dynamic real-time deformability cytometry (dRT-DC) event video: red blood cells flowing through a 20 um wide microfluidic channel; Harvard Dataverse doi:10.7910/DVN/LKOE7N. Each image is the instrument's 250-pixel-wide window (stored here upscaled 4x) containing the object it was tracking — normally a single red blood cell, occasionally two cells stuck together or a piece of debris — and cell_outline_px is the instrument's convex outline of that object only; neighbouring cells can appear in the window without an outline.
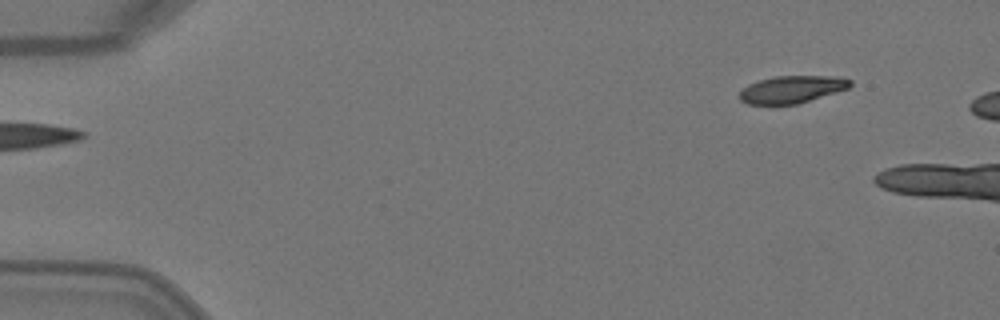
{"species": "Egyptian fruit bat (a non-hibernating species)", "species_latin": "Rousettus aegyptiacus", "temperature_condition": "warm", "stored_images_in_passage": 2, "camera_frame_rate_fps": 3000, "um_per_image_px": 0.085, "animal": {"sex": "female"}, "frame": {"image": 1, "passage_image": 2, "time_ms": 0.333, "image_size_px": [1000, 320], "cell_outline_px": [[852, 84], [848, 88], [796, 104], [748, 104], [740, 100], [740, 92], [748, 84], [760, 80], [776, 76], [840, 76], [852, 80]], "centroid_in_image_um": [67.32, 7.58], "position_along_channel_um": 17.7, "area_um2": 17.4}}